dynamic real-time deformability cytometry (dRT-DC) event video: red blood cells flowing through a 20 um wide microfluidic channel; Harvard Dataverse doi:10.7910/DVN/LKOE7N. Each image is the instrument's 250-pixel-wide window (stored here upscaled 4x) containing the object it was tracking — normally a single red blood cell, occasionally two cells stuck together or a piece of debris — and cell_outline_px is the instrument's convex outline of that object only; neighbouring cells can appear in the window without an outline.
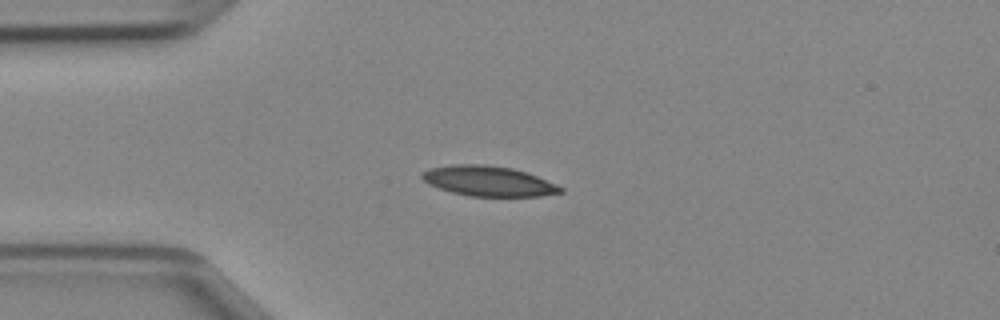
{"species": "Egyptian fruit bat (a non-hibernating species)", "species_latin": "Rousettus aegyptiacus", "temperature_condition": "cold", "stored_images_in_passage": 46, "camera_frame_rate_fps": 3000, "um_per_image_px": 0.085, "animal": {"sex": "female"}, "frame": {"image": 1, "passage_image": 11, "time_ms": 3.333, "image_size_px": [1000, 320], "cell_outline_px": [[564, 192], [540, 196], [468, 196], [452, 192], [428, 184], [420, 176], [420, 172], [428, 168], [452, 164], [484, 164], [512, 168], [528, 172], [556, 184], [564, 188]], "centroid_in_image_um": [41.5, 15.38], "position_along_channel_um": 43.5, "area_um2": 24.51}}
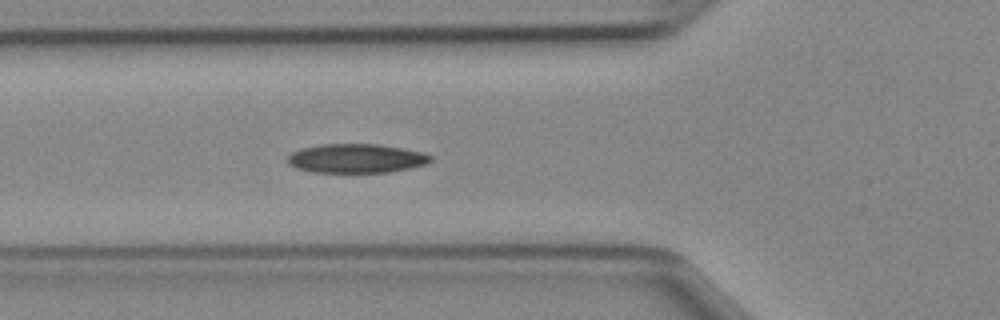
{"frame": {"image": 2, "passage_image": 16, "time_ms": 5.0, "image_size_px": [1000, 320], "cell_outline_px": [[432, 160], [428, 164], [388, 172], [312, 172], [296, 168], [288, 164], [288, 156], [292, 152], [300, 148], [324, 144], [380, 144], [424, 152], [432, 156]], "centroid_in_image_um": [30.29, 13.46], "position_along_channel_um": 95.5, "area_um2": 24.28}}
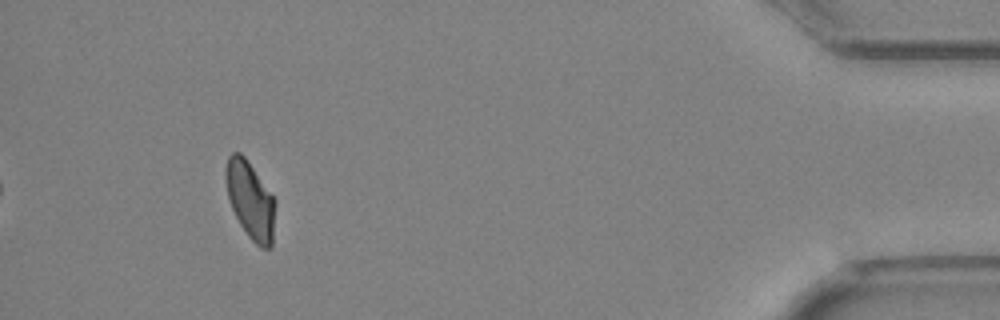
{"frame": {"image": 3, "passage_image": 43, "time_ms": 14.0, "image_size_px": [1000, 320], "cell_outline_px": [[276, 204], [272, 248], [260, 248], [248, 236], [240, 224], [232, 208], [228, 196], [224, 180], [224, 172], [228, 156], [232, 152], [240, 152], [244, 156], [276, 200]], "centroid_in_image_um": [21.28, 17.02], "position_along_channel_um": 413.9, "area_um2": 22.48}}